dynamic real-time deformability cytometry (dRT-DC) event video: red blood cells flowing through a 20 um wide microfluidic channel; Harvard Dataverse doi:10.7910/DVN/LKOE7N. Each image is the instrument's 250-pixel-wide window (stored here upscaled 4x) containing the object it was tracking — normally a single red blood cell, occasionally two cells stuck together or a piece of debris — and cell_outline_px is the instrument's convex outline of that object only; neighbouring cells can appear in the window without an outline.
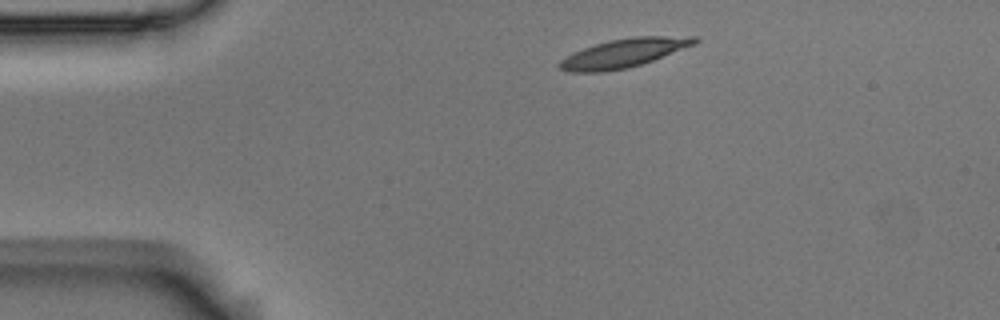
{"species": "Egyptian fruit bat (a non-hibernating species)", "species_latin": "Rousettus aegyptiacus", "temperature_condition": "room temperature", "stored_images_in_passage": 7, "camera_frame_rate_fps": 3000, "um_per_image_px": 0.085, "animal": {"sex": "male"}, "frame": {"image": 1, "passage_image": 1, "time_ms": 0.0, "image_size_px": [1000, 320], "cell_outline_px": [[700, 40], [696, 44], [652, 60], [628, 68], [604, 72], [568, 72], [560, 68], [556, 64], [560, 60], [584, 48], [608, 40], [632, 36], [700, 36]], "centroid_in_image_um": [53.06, 4.5], "position_along_channel_um": 31.9, "area_um2": 22.6}}
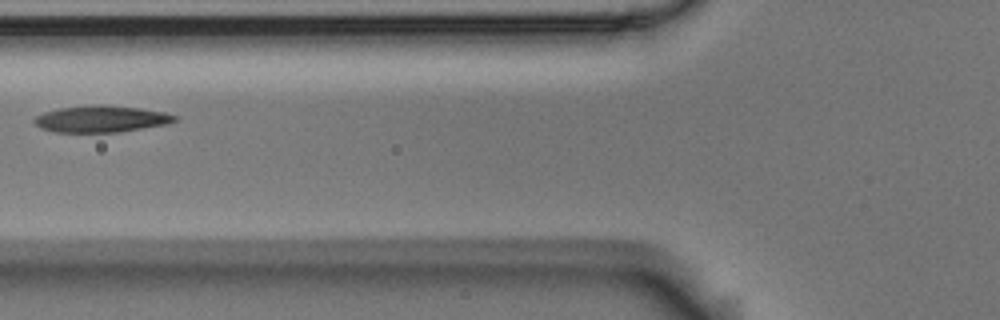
{"frame": {"image": 2, "passage_image": 4, "time_ms": 1.0, "image_size_px": [1000, 320], "cell_outline_px": [[180, 116], [176, 120], [168, 124], [120, 132], [52, 132], [40, 128], [32, 120], [36, 116], [44, 112], [60, 108], [96, 104], [100, 104], [140, 108], [164, 112]], "centroid_in_image_um": [8.61, 10.11], "position_along_channel_um": 117.2, "area_um2": 21.96}}
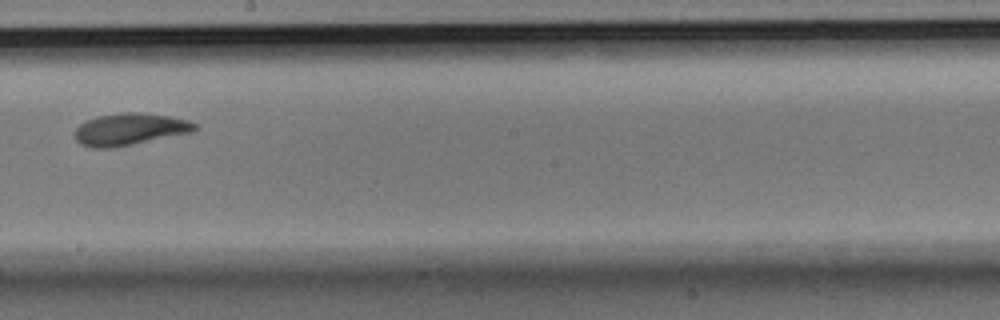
{"frame": {"image": 3, "passage_image": 7, "time_ms": 2.0, "image_size_px": [1000, 320], "cell_outline_px": [[196, 128], [192, 132], [116, 148], [92, 148], [80, 144], [76, 140], [76, 128], [80, 124], [96, 116], [120, 112], [136, 112], [168, 116], [188, 120], [196, 124]], "centroid_in_image_um": [11.01, 10.99], "position_along_channel_um": 237.2, "area_um2": 22.37}}